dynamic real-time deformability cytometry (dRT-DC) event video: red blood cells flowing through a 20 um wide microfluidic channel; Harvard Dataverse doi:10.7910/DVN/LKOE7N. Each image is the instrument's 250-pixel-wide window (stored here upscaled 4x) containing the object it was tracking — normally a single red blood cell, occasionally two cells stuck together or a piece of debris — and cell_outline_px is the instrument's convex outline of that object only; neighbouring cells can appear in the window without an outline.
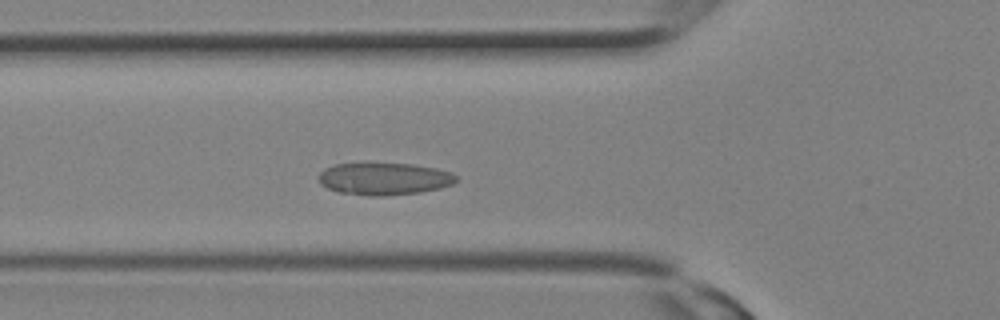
{"species": "Egyptian fruit bat (a non-hibernating species)", "species_latin": "Rousettus aegyptiacus", "temperature_condition": "room temperature", "stored_images_in_passage": 5, "camera_frame_rate_fps": 3000, "um_per_image_px": 0.085, "animal": {"sex": "female"}, "frame": {"image": 1, "passage_image": 3, "time_ms": 0.667, "image_size_px": [1000, 320], "cell_outline_px": [[456, 180], [452, 184], [440, 188], [420, 192], [384, 196], [372, 196], [340, 192], [328, 188], [320, 184], [320, 172], [324, 168], [336, 164], [412, 164], [436, 168], [452, 172], [456, 176]], "centroid_in_image_um": [32.67, 15.2], "position_along_channel_um": 93.1, "area_um2": 25.55}}
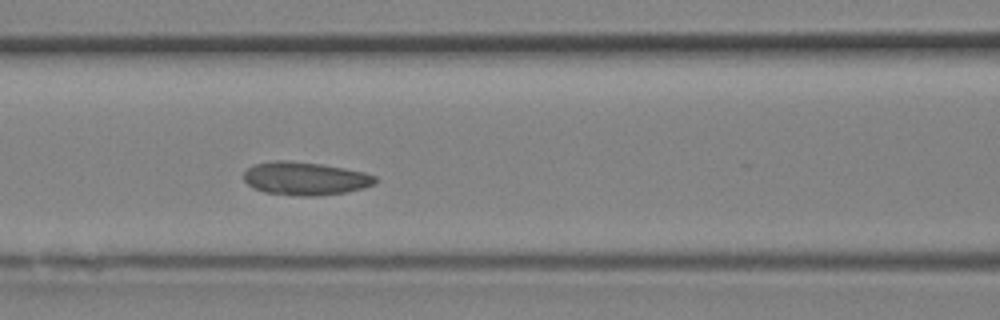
{"frame": {"image": 2, "passage_image": 5, "time_ms": 1.333, "image_size_px": [1000, 320], "cell_outline_px": [[376, 180], [372, 184], [364, 188], [348, 192], [316, 196], [300, 196], [264, 192], [248, 184], [244, 180], [244, 172], [248, 168], [256, 164], [276, 160], [288, 160], [320, 164], [344, 168], [364, 172], [376, 176]], "centroid_in_image_um": [25.95, 15.17], "position_along_channel_um": 140.7, "area_um2": 25.26}}